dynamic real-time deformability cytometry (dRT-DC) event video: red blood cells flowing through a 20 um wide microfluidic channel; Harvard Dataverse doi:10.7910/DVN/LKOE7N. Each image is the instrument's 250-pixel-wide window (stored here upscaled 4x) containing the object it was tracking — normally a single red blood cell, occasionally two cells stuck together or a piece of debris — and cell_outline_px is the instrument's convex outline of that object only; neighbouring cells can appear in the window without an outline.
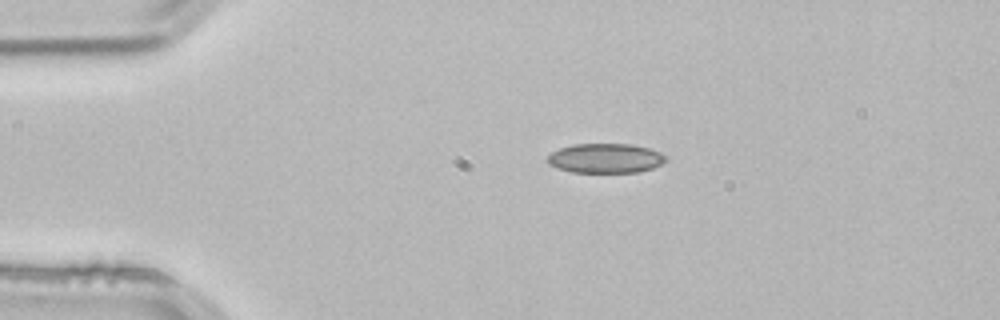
{"species": "common noctule bat (a hibernating species)", "species_latin": "Nyctalus noctula", "temperature_condition": "room temperature", "stored_images_in_passage": 43, "camera_frame_rate_fps": 3000, "um_per_image_px": 0.085, "animal": {"sex": "male", "body_mass_g": 21.5, "forearm_length_mm": 52.0}, "frame": {"image": 1, "passage_image": 1, "time_ms": 0.0, "image_size_px": [1000, 320], "cell_outline_px": [[668, 160], [664, 164], [640, 172], [572, 172], [556, 168], [548, 164], [548, 156], [552, 152], [560, 148], [572, 144], [632, 144], [648, 148], [660, 152], [668, 156]], "centroid_in_image_um": [51.51, 13.45], "position_along_channel_um": 33.5, "area_um2": 20.58}}
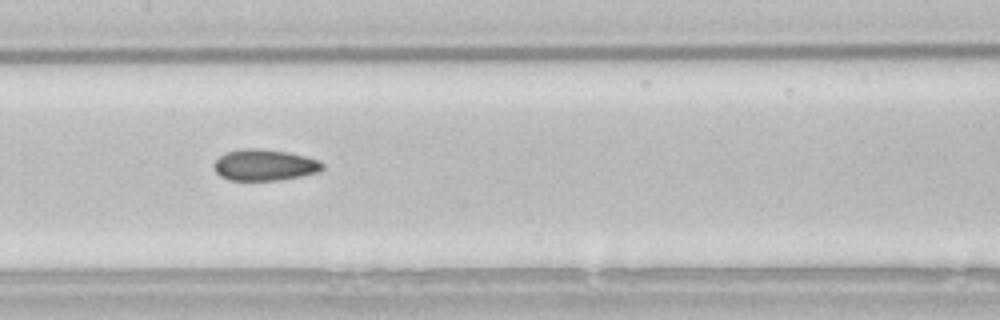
{"frame": {"image": 2, "passage_image": 16, "time_ms": 5.0, "image_size_px": [1000, 320], "cell_outline_px": [[324, 168], [316, 172], [300, 176], [276, 180], [228, 180], [220, 176], [216, 172], [216, 160], [224, 152], [240, 148], [260, 148], [288, 152], [320, 160], [324, 164]], "centroid_in_image_um": [22.48, 14.01], "position_along_channel_um": 184.9, "area_um2": 19.71}}
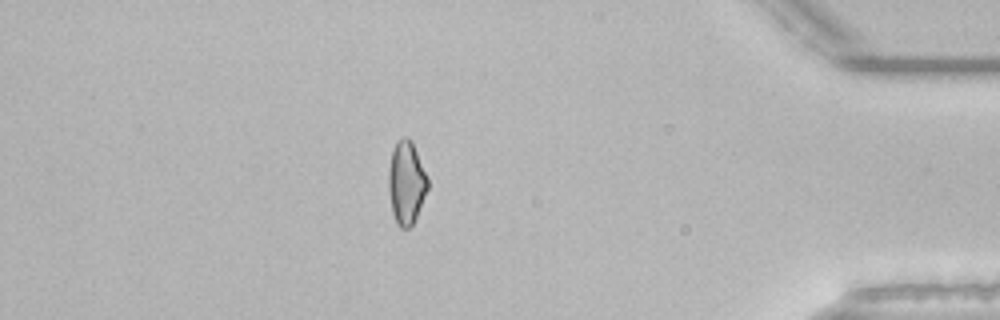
{"frame": {"image": 3, "passage_image": 36, "time_ms": 11.667, "image_size_px": [1000, 320], "cell_outline_px": [[428, 188], [416, 216], [412, 224], [408, 228], [400, 228], [396, 224], [392, 212], [388, 188], [388, 172], [392, 152], [396, 140], [404, 136], [412, 140], [428, 176]], "centroid_in_image_um": [34.53, 15.5], "position_along_channel_um": 400.7, "area_um2": 19.07}, "authors_computed_cell_mechanics": {"area_um2": 19.363, "velocity_mm_per_s": 3.8559, "shape_relaxation_time_tau1_ms": null, "shape_relaxation_time_tau2_ms": 2.8353, "deformation_change_tau1": null, "deformation_change_tau2": 0.0883}}